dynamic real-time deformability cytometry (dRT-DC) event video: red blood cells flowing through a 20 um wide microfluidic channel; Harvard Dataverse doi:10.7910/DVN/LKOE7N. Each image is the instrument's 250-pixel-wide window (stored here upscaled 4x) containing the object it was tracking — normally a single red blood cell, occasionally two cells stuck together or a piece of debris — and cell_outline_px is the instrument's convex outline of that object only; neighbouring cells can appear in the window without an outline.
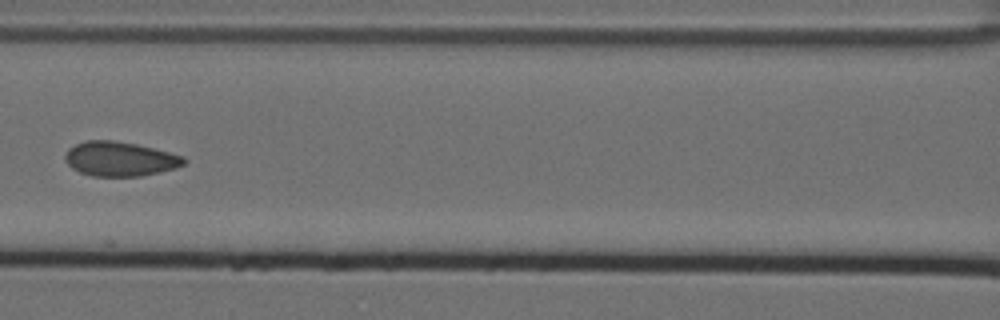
{"species": "Egyptian fruit bat (a non-hibernating species)", "species_latin": "Rousettus aegyptiacus", "temperature_condition": "cold", "stored_images_in_passage": 8, "camera_frame_rate_fps": 3000, "um_per_image_px": 0.085, "animal": {"sex": "female"}, "frame": {"image": 1, "passage_image": 8, "time_ms": 2.333, "image_size_px": [1000, 320], "cell_outline_px": [[188, 160], [184, 164], [176, 168], [160, 172], [140, 176], [92, 176], [80, 172], [72, 168], [64, 160], [64, 156], [68, 148], [84, 140], [112, 140], [136, 144], [184, 156]], "centroid_in_image_um": [10.18, 13.51], "position_along_channel_um": 156.4, "area_um2": 23.93}}